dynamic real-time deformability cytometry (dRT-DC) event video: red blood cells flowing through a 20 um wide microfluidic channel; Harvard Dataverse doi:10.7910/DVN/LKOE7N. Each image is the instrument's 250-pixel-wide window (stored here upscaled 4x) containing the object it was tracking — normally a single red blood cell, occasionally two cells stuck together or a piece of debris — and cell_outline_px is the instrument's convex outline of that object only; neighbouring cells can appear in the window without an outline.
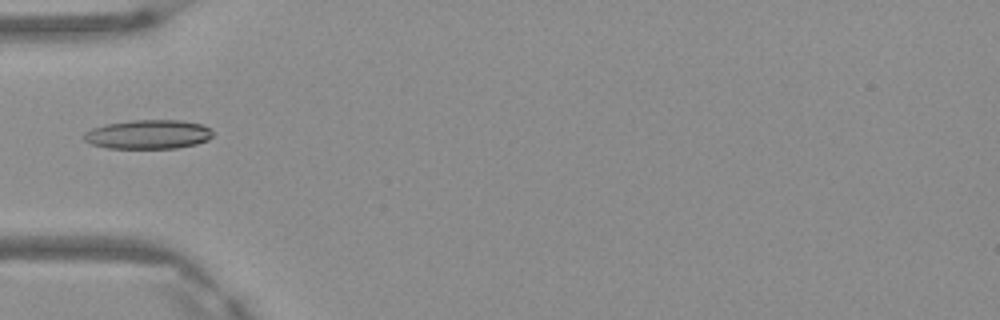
{"species": "Egyptian fruit bat (a non-hibernating species)", "species_latin": "Rousettus aegyptiacus", "temperature_condition": "warm", "stored_images_in_passage": 6, "camera_frame_rate_fps": 3000, "um_per_image_px": 0.085, "frame": {"image": 1, "passage_image": 5, "time_ms": 1.333, "image_size_px": [1000, 320], "cell_outline_px": [[212, 136], [208, 140], [196, 144], [176, 148], [108, 148], [92, 144], [84, 140], [84, 132], [92, 128], [104, 124], [132, 120], [180, 120], [200, 124], [208, 128], [212, 132]], "centroid_in_image_um": [12.58, 11.42], "position_along_channel_um": 72.4, "area_um2": 21.79}}
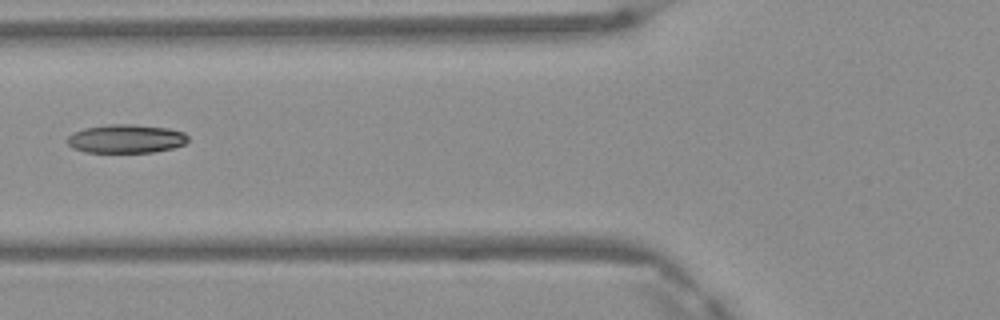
{"frame": {"image": 2, "passage_image": 6, "time_ms": 1.667, "image_size_px": [1000, 320], "cell_outline_px": [[188, 140], [184, 144], [172, 148], [152, 152], [84, 152], [72, 148], [68, 144], [68, 136], [84, 128], [108, 124], [132, 124], [168, 128], [184, 132], [188, 136]], "centroid_in_image_um": [10.72, 11.79], "position_along_channel_um": 115.1, "area_um2": 20.06}}